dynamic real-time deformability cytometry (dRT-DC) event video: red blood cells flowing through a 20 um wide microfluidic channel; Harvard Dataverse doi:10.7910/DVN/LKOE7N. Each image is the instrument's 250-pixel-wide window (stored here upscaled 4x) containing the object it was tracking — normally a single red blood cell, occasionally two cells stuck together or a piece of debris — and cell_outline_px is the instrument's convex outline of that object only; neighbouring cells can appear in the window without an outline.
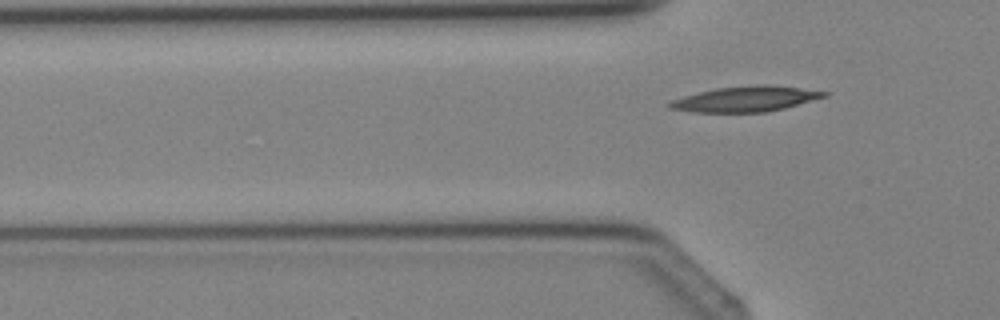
{"species": "Egyptian fruit bat (a non-hibernating species)", "species_latin": "Rousettus aegyptiacus", "temperature_condition": "cold", "stored_images_in_passage": 4, "camera_frame_rate_fps": 3000, "um_per_image_px": 0.085, "animal": {"sex": "female"}, "frame": {"image": 1, "passage_image": 4, "time_ms": 3.667, "image_size_px": [1000, 320], "cell_outline_px": [[828, 96], [784, 108], [764, 112], [692, 112], [668, 108], [668, 104], [672, 100], [684, 96], [716, 88], [756, 84], [768, 84], [800, 88], [828, 92]], "centroid_in_image_um": [63.38, 8.41], "position_along_channel_um": 62.4, "area_um2": 22.72}}